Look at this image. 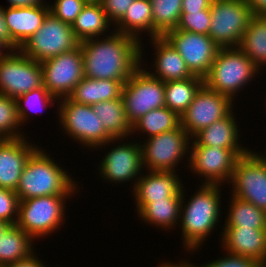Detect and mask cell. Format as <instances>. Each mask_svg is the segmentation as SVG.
<instances>
[{
    "mask_svg": "<svg viewBox=\"0 0 266 267\" xmlns=\"http://www.w3.org/2000/svg\"><path fill=\"white\" fill-rule=\"evenodd\" d=\"M235 108L222 119L215 121L210 126L202 129L191 138L190 146L219 145L224 149H250L242 146L239 121ZM236 116V117H235ZM240 132V133H239Z\"/></svg>",
    "mask_w": 266,
    "mask_h": 267,
    "instance_id": "23",
    "label": "cell"
},
{
    "mask_svg": "<svg viewBox=\"0 0 266 267\" xmlns=\"http://www.w3.org/2000/svg\"><path fill=\"white\" fill-rule=\"evenodd\" d=\"M12 226V224L4 221V220H0V237Z\"/></svg>",
    "mask_w": 266,
    "mask_h": 267,
    "instance_id": "49",
    "label": "cell"
},
{
    "mask_svg": "<svg viewBox=\"0 0 266 267\" xmlns=\"http://www.w3.org/2000/svg\"><path fill=\"white\" fill-rule=\"evenodd\" d=\"M193 195L187 196V187H182V202L180 212V223L178 229L181 231L182 247L185 253L193 256L201 251L206 245L204 242L211 233L223 226L222 220V185L198 184ZM223 188V189H222ZM188 199H186V197ZM222 223V225H219ZM200 250V251H199ZM188 251V252H187ZM197 251V252H196Z\"/></svg>",
    "mask_w": 266,
    "mask_h": 267,
    "instance_id": "2",
    "label": "cell"
},
{
    "mask_svg": "<svg viewBox=\"0 0 266 267\" xmlns=\"http://www.w3.org/2000/svg\"><path fill=\"white\" fill-rule=\"evenodd\" d=\"M123 83L112 79L84 77L74 88L69 98L79 104L94 105L121 97Z\"/></svg>",
    "mask_w": 266,
    "mask_h": 267,
    "instance_id": "27",
    "label": "cell"
},
{
    "mask_svg": "<svg viewBox=\"0 0 266 267\" xmlns=\"http://www.w3.org/2000/svg\"><path fill=\"white\" fill-rule=\"evenodd\" d=\"M238 48L262 72L266 70V15H253Z\"/></svg>",
    "mask_w": 266,
    "mask_h": 267,
    "instance_id": "28",
    "label": "cell"
},
{
    "mask_svg": "<svg viewBox=\"0 0 266 267\" xmlns=\"http://www.w3.org/2000/svg\"><path fill=\"white\" fill-rule=\"evenodd\" d=\"M19 198L15 191L0 188V220L12 225L18 218Z\"/></svg>",
    "mask_w": 266,
    "mask_h": 267,
    "instance_id": "40",
    "label": "cell"
},
{
    "mask_svg": "<svg viewBox=\"0 0 266 267\" xmlns=\"http://www.w3.org/2000/svg\"><path fill=\"white\" fill-rule=\"evenodd\" d=\"M43 86L58 100L69 97L84 78L83 54L80 44L71 51L43 60Z\"/></svg>",
    "mask_w": 266,
    "mask_h": 267,
    "instance_id": "13",
    "label": "cell"
},
{
    "mask_svg": "<svg viewBox=\"0 0 266 267\" xmlns=\"http://www.w3.org/2000/svg\"><path fill=\"white\" fill-rule=\"evenodd\" d=\"M35 240L16 225L0 237V267H5L36 251Z\"/></svg>",
    "mask_w": 266,
    "mask_h": 267,
    "instance_id": "32",
    "label": "cell"
},
{
    "mask_svg": "<svg viewBox=\"0 0 266 267\" xmlns=\"http://www.w3.org/2000/svg\"><path fill=\"white\" fill-rule=\"evenodd\" d=\"M0 39L13 50V38L5 22L4 7L0 5Z\"/></svg>",
    "mask_w": 266,
    "mask_h": 267,
    "instance_id": "44",
    "label": "cell"
},
{
    "mask_svg": "<svg viewBox=\"0 0 266 267\" xmlns=\"http://www.w3.org/2000/svg\"><path fill=\"white\" fill-rule=\"evenodd\" d=\"M50 154L40 144L28 159L15 191L19 201L48 195H78V191L81 192L79 183L63 167L64 164L55 161Z\"/></svg>",
    "mask_w": 266,
    "mask_h": 267,
    "instance_id": "3",
    "label": "cell"
},
{
    "mask_svg": "<svg viewBox=\"0 0 266 267\" xmlns=\"http://www.w3.org/2000/svg\"><path fill=\"white\" fill-rule=\"evenodd\" d=\"M224 251L223 256L220 258L217 256V259L210 260L207 263L200 264L199 267H260L262 263L258 260L241 255H234Z\"/></svg>",
    "mask_w": 266,
    "mask_h": 267,
    "instance_id": "39",
    "label": "cell"
},
{
    "mask_svg": "<svg viewBox=\"0 0 266 267\" xmlns=\"http://www.w3.org/2000/svg\"><path fill=\"white\" fill-rule=\"evenodd\" d=\"M180 125V116L174 111H171L168 107L164 106L149 111L134 122L131 125L130 137L143 134L141 137H143V139H148L160 133L174 130Z\"/></svg>",
    "mask_w": 266,
    "mask_h": 267,
    "instance_id": "30",
    "label": "cell"
},
{
    "mask_svg": "<svg viewBox=\"0 0 266 267\" xmlns=\"http://www.w3.org/2000/svg\"><path fill=\"white\" fill-rule=\"evenodd\" d=\"M98 118L101 119L106 132L113 138H127L131 135V124L128 122L122 98L99 102L92 105Z\"/></svg>",
    "mask_w": 266,
    "mask_h": 267,
    "instance_id": "31",
    "label": "cell"
},
{
    "mask_svg": "<svg viewBox=\"0 0 266 267\" xmlns=\"http://www.w3.org/2000/svg\"><path fill=\"white\" fill-rule=\"evenodd\" d=\"M222 228L266 229V211L230 194Z\"/></svg>",
    "mask_w": 266,
    "mask_h": 267,
    "instance_id": "29",
    "label": "cell"
},
{
    "mask_svg": "<svg viewBox=\"0 0 266 267\" xmlns=\"http://www.w3.org/2000/svg\"><path fill=\"white\" fill-rule=\"evenodd\" d=\"M71 26L79 42L107 36L114 31V25L108 20L97 0L88 1Z\"/></svg>",
    "mask_w": 266,
    "mask_h": 267,
    "instance_id": "25",
    "label": "cell"
},
{
    "mask_svg": "<svg viewBox=\"0 0 266 267\" xmlns=\"http://www.w3.org/2000/svg\"><path fill=\"white\" fill-rule=\"evenodd\" d=\"M37 252H32L29 256L22 258L12 264H9L5 267H48L42 258L40 259ZM50 267V266H49Z\"/></svg>",
    "mask_w": 266,
    "mask_h": 267,
    "instance_id": "42",
    "label": "cell"
},
{
    "mask_svg": "<svg viewBox=\"0 0 266 267\" xmlns=\"http://www.w3.org/2000/svg\"><path fill=\"white\" fill-rule=\"evenodd\" d=\"M113 28L116 32L136 38L140 43L144 41L143 36L147 35V39L153 38L151 1L134 0Z\"/></svg>",
    "mask_w": 266,
    "mask_h": 267,
    "instance_id": "24",
    "label": "cell"
},
{
    "mask_svg": "<svg viewBox=\"0 0 266 267\" xmlns=\"http://www.w3.org/2000/svg\"><path fill=\"white\" fill-rule=\"evenodd\" d=\"M121 98L132 125L149 111L165 106V82L153 78L140 66L123 85Z\"/></svg>",
    "mask_w": 266,
    "mask_h": 267,
    "instance_id": "11",
    "label": "cell"
},
{
    "mask_svg": "<svg viewBox=\"0 0 266 267\" xmlns=\"http://www.w3.org/2000/svg\"><path fill=\"white\" fill-rule=\"evenodd\" d=\"M163 37L179 52L192 75L203 79L207 76L219 50V46L208 35L176 28L166 32Z\"/></svg>",
    "mask_w": 266,
    "mask_h": 267,
    "instance_id": "16",
    "label": "cell"
},
{
    "mask_svg": "<svg viewBox=\"0 0 266 267\" xmlns=\"http://www.w3.org/2000/svg\"><path fill=\"white\" fill-rule=\"evenodd\" d=\"M43 86L42 66L20 50H12L0 59V94L17 99Z\"/></svg>",
    "mask_w": 266,
    "mask_h": 267,
    "instance_id": "14",
    "label": "cell"
},
{
    "mask_svg": "<svg viewBox=\"0 0 266 267\" xmlns=\"http://www.w3.org/2000/svg\"><path fill=\"white\" fill-rule=\"evenodd\" d=\"M249 150L224 149L219 145L190 146L188 170L199 178V184L228 186L238 158Z\"/></svg>",
    "mask_w": 266,
    "mask_h": 267,
    "instance_id": "9",
    "label": "cell"
},
{
    "mask_svg": "<svg viewBox=\"0 0 266 267\" xmlns=\"http://www.w3.org/2000/svg\"><path fill=\"white\" fill-rule=\"evenodd\" d=\"M22 128L16 99L0 94V139L28 137Z\"/></svg>",
    "mask_w": 266,
    "mask_h": 267,
    "instance_id": "36",
    "label": "cell"
},
{
    "mask_svg": "<svg viewBox=\"0 0 266 267\" xmlns=\"http://www.w3.org/2000/svg\"><path fill=\"white\" fill-rule=\"evenodd\" d=\"M184 184L186 182L182 181L177 171H143L133 191H130L136 214L153 200L182 199Z\"/></svg>",
    "mask_w": 266,
    "mask_h": 267,
    "instance_id": "18",
    "label": "cell"
},
{
    "mask_svg": "<svg viewBox=\"0 0 266 267\" xmlns=\"http://www.w3.org/2000/svg\"><path fill=\"white\" fill-rule=\"evenodd\" d=\"M180 260H179V262L178 261L177 262H174V261L170 262V261L165 260V261L161 262L162 264L160 262H158L159 264L156 266L157 267H199L198 263L196 264V263H192V261L190 262L189 260H191V259H189V258H186V259L182 258Z\"/></svg>",
    "mask_w": 266,
    "mask_h": 267,
    "instance_id": "46",
    "label": "cell"
},
{
    "mask_svg": "<svg viewBox=\"0 0 266 267\" xmlns=\"http://www.w3.org/2000/svg\"><path fill=\"white\" fill-rule=\"evenodd\" d=\"M89 0H54L48 2L50 13L63 22L72 23Z\"/></svg>",
    "mask_w": 266,
    "mask_h": 267,
    "instance_id": "38",
    "label": "cell"
},
{
    "mask_svg": "<svg viewBox=\"0 0 266 267\" xmlns=\"http://www.w3.org/2000/svg\"><path fill=\"white\" fill-rule=\"evenodd\" d=\"M208 36L219 48L238 47L253 16L246 0H213Z\"/></svg>",
    "mask_w": 266,
    "mask_h": 267,
    "instance_id": "10",
    "label": "cell"
},
{
    "mask_svg": "<svg viewBox=\"0 0 266 267\" xmlns=\"http://www.w3.org/2000/svg\"><path fill=\"white\" fill-rule=\"evenodd\" d=\"M11 51L12 49L0 39V59L7 56Z\"/></svg>",
    "mask_w": 266,
    "mask_h": 267,
    "instance_id": "48",
    "label": "cell"
},
{
    "mask_svg": "<svg viewBox=\"0 0 266 267\" xmlns=\"http://www.w3.org/2000/svg\"><path fill=\"white\" fill-rule=\"evenodd\" d=\"M7 7H31L46 3L45 0H7Z\"/></svg>",
    "mask_w": 266,
    "mask_h": 267,
    "instance_id": "47",
    "label": "cell"
},
{
    "mask_svg": "<svg viewBox=\"0 0 266 267\" xmlns=\"http://www.w3.org/2000/svg\"><path fill=\"white\" fill-rule=\"evenodd\" d=\"M261 161H262V163L264 164V166L266 167V149H264V153L265 154H263V152L261 151H258L257 152V150L255 151V150H252V148L250 149Z\"/></svg>",
    "mask_w": 266,
    "mask_h": 267,
    "instance_id": "50",
    "label": "cell"
},
{
    "mask_svg": "<svg viewBox=\"0 0 266 267\" xmlns=\"http://www.w3.org/2000/svg\"><path fill=\"white\" fill-rule=\"evenodd\" d=\"M213 0H182L181 11L210 10Z\"/></svg>",
    "mask_w": 266,
    "mask_h": 267,
    "instance_id": "43",
    "label": "cell"
},
{
    "mask_svg": "<svg viewBox=\"0 0 266 267\" xmlns=\"http://www.w3.org/2000/svg\"><path fill=\"white\" fill-rule=\"evenodd\" d=\"M49 12L48 2L31 7H4L5 22L13 38V50H19L42 26Z\"/></svg>",
    "mask_w": 266,
    "mask_h": 267,
    "instance_id": "22",
    "label": "cell"
},
{
    "mask_svg": "<svg viewBox=\"0 0 266 267\" xmlns=\"http://www.w3.org/2000/svg\"><path fill=\"white\" fill-rule=\"evenodd\" d=\"M259 74L261 71L238 47L219 48L204 84L235 102Z\"/></svg>",
    "mask_w": 266,
    "mask_h": 267,
    "instance_id": "4",
    "label": "cell"
},
{
    "mask_svg": "<svg viewBox=\"0 0 266 267\" xmlns=\"http://www.w3.org/2000/svg\"><path fill=\"white\" fill-rule=\"evenodd\" d=\"M228 185L231 195L266 211V167L251 150L238 158Z\"/></svg>",
    "mask_w": 266,
    "mask_h": 267,
    "instance_id": "15",
    "label": "cell"
},
{
    "mask_svg": "<svg viewBox=\"0 0 266 267\" xmlns=\"http://www.w3.org/2000/svg\"><path fill=\"white\" fill-rule=\"evenodd\" d=\"M72 26L48 13L42 26L19 48L27 57L42 62L79 45Z\"/></svg>",
    "mask_w": 266,
    "mask_h": 267,
    "instance_id": "12",
    "label": "cell"
},
{
    "mask_svg": "<svg viewBox=\"0 0 266 267\" xmlns=\"http://www.w3.org/2000/svg\"><path fill=\"white\" fill-rule=\"evenodd\" d=\"M134 139V137L116 138L96 148L98 152L105 150V155L102 160L100 159L96 168L98 175L103 179L101 182L104 181L112 186L116 184L120 186L123 183L126 185L131 182L129 184H132L133 191L137 180L144 171L140 142L138 139Z\"/></svg>",
    "mask_w": 266,
    "mask_h": 267,
    "instance_id": "6",
    "label": "cell"
},
{
    "mask_svg": "<svg viewBox=\"0 0 266 267\" xmlns=\"http://www.w3.org/2000/svg\"><path fill=\"white\" fill-rule=\"evenodd\" d=\"M16 101L19 120L22 127H24L30 123V121H33L35 117L34 114L37 115V113H40L41 116L43 115L42 113H44V109L47 110L49 107L56 108L59 100L49 93L44 86H41L19 96Z\"/></svg>",
    "mask_w": 266,
    "mask_h": 267,
    "instance_id": "34",
    "label": "cell"
},
{
    "mask_svg": "<svg viewBox=\"0 0 266 267\" xmlns=\"http://www.w3.org/2000/svg\"><path fill=\"white\" fill-rule=\"evenodd\" d=\"M203 84L204 79L194 75L184 80L165 82V106L181 117Z\"/></svg>",
    "mask_w": 266,
    "mask_h": 267,
    "instance_id": "33",
    "label": "cell"
},
{
    "mask_svg": "<svg viewBox=\"0 0 266 267\" xmlns=\"http://www.w3.org/2000/svg\"><path fill=\"white\" fill-rule=\"evenodd\" d=\"M235 102L203 84L187 110L182 114L181 126L192 138L202 129L227 116Z\"/></svg>",
    "mask_w": 266,
    "mask_h": 267,
    "instance_id": "17",
    "label": "cell"
},
{
    "mask_svg": "<svg viewBox=\"0 0 266 267\" xmlns=\"http://www.w3.org/2000/svg\"><path fill=\"white\" fill-rule=\"evenodd\" d=\"M148 41H150L148 47L151 45L150 48L153 47L152 49L155 52L154 56L151 55L150 57L154 58L153 61L151 59V62H148L150 63L148 66L146 62L148 60L144 58V55H146L143 51L144 44L141 43V66L153 78L168 82L184 80L193 76L179 52L163 36L150 38ZM150 66L152 67L150 68Z\"/></svg>",
    "mask_w": 266,
    "mask_h": 267,
    "instance_id": "19",
    "label": "cell"
},
{
    "mask_svg": "<svg viewBox=\"0 0 266 267\" xmlns=\"http://www.w3.org/2000/svg\"><path fill=\"white\" fill-rule=\"evenodd\" d=\"M218 236L221 250L234 255L252 257L260 263L265 261L266 229L222 228Z\"/></svg>",
    "mask_w": 266,
    "mask_h": 267,
    "instance_id": "21",
    "label": "cell"
},
{
    "mask_svg": "<svg viewBox=\"0 0 266 267\" xmlns=\"http://www.w3.org/2000/svg\"><path fill=\"white\" fill-rule=\"evenodd\" d=\"M152 4L153 38L176 29L181 18L182 0H150Z\"/></svg>",
    "mask_w": 266,
    "mask_h": 267,
    "instance_id": "35",
    "label": "cell"
},
{
    "mask_svg": "<svg viewBox=\"0 0 266 267\" xmlns=\"http://www.w3.org/2000/svg\"><path fill=\"white\" fill-rule=\"evenodd\" d=\"M182 199L153 200L147 203L138 213L141 223L171 232L178 229L180 223Z\"/></svg>",
    "mask_w": 266,
    "mask_h": 267,
    "instance_id": "26",
    "label": "cell"
},
{
    "mask_svg": "<svg viewBox=\"0 0 266 267\" xmlns=\"http://www.w3.org/2000/svg\"><path fill=\"white\" fill-rule=\"evenodd\" d=\"M108 20L115 25L125 14L128 6L134 0H97Z\"/></svg>",
    "mask_w": 266,
    "mask_h": 267,
    "instance_id": "41",
    "label": "cell"
},
{
    "mask_svg": "<svg viewBox=\"0 0 266 267\" xmlns=\"http://www.w3.org/2000/svg\"><path fill=\"white\" fill-rule=\"evenodd\" d=\"M253 15H266V0H246Z\"/></svg>",
    "mask_w": 266,
    "mask_h": 267,
    "instance_id": "45",
    "label": "cell"
},
{
    "mask_svg": "<svg viewBox=\"0 0 266 267\" xmlns=\"http://www.w3.org/2000/svg\"><path fill=\"white\" fill-rule=\"evenodd\" d=\"M56 109L59 129L64 132L61 134H65L74 143L77 142L83 149L94 151L113 139L91 105L79 104L66 97L59 99Z\"/></svg>",
    "mask_w": 266,
    "mask_h": 267,
    "instance_id": "7",
    "label": "cell"
},
{
    "mask_svg": "<svg viewBox=\"0 0 266 267\" xmlns=\"http://www.w3.org/2000/svg\"><path fill=\"white\" fill-rule=\"evenodd\" d=\"M29 137L0 140V188L16 191L30 156L40 147Z\"/></svg>",
    "mask_w": 266,
    "mask_h": 267,
    "instance_id": "20",
    "label": "cell"
},
{
    "mask_svg": "<svg viewBox=\"0 0 266 267\" xmlns=\"http://www.w3.org/2000/svg\"><path fill=\"white\" fill-rule=\"evenodd\" d=\"M79 44L84 77L118 80L125 84L141 66V43L132 36L113 31Z\"/></svg>",
    "mask_w": 266,
    "mask_h": 267,
    "instance_id": "1",
    "label": "cell"
},
{
    "mask_svg": "<svg viewBox=\"0 0 266 267\" xmlns=\"http://www.w3.org/2000/svg\"><path fill=\"white\" fill-rule=\"evenodd\" d=\"M210 20V10L182 11L177 29L208 35Z\"/></svg>",
    "mask_w": 266,
    "mask_h": 267,
    "instance_id": "37",
    "label": "cell"
},
{
    "mask_svg": "<svg viewBox=\"0 0 266 267\" xmlns=\"http://www.w3.org/2000/svg\"><path fill=\"white\" fill-rule=\"evenodd\" d=\"M76 195H48L20 200L16 226L35 241L61 231L67 220V202ZM54 233V234H53ZM39 238V239H38ZM37 239V240H36Z\"/></svg>",
    "mask_w": 266,
    "mask_h": 267,
    "instance_id": "5",
    "label": "cell"
},
{
    "mask_svg": "<svg viewBox=\"0 0 266 267\" xmlns=\"http://www.w3.org/2000/svg\"><path fill=\"white\" fill-rule=\"evenodd\" d=\"M138 139L144 170L178 172L181 163L188 169L191 137L181 125L145 140Z\"/></svg>",
    "mask_w": 266,
    "mask_h": 267,
    "instance_id": "8",
    "label": "cell"
}]
</instances>
